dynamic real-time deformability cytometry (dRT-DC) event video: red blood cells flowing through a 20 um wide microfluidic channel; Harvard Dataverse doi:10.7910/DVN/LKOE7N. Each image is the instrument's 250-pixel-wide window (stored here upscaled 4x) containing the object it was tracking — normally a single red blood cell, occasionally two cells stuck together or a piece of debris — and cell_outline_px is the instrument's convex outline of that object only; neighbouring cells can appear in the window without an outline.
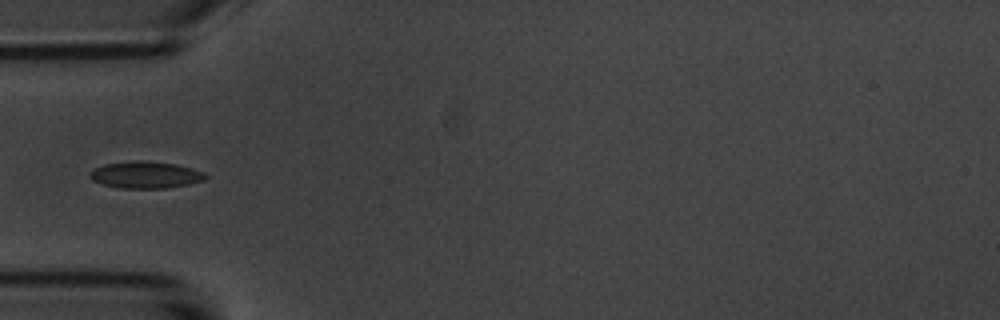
{"species": "common noctule bat (a hibernating species)", "species_latin": "Nyctalus noctula", "temperature_condition": "room temperature", "stored_images_in_passage": 8, "camera_frame_rate_fps": 3000, "um_per_image_px": 0.085, "animal": {"sex": "male", "body_mass_g": 20.1, "forearm_length_mm": 53.5}, "frame": {"image": 1, "passage_image": 6, "time_ms": 5.667, "image_size_px": [1000, 320], "cell_outline_px": [[208, 176], [204, 180], [188, 184], [168, 188], [120, 188], [100, 184], [92, 180], [88, 176], [88, 172], [92, 168], [104, 164], [136, 160], [140, 160], [176, 164], [192, 168], [204, 172]], "centroid_in_image_um": [12.32, 14.86], "position_along_channel_um": 72.7, "area_um2": 18.32}}
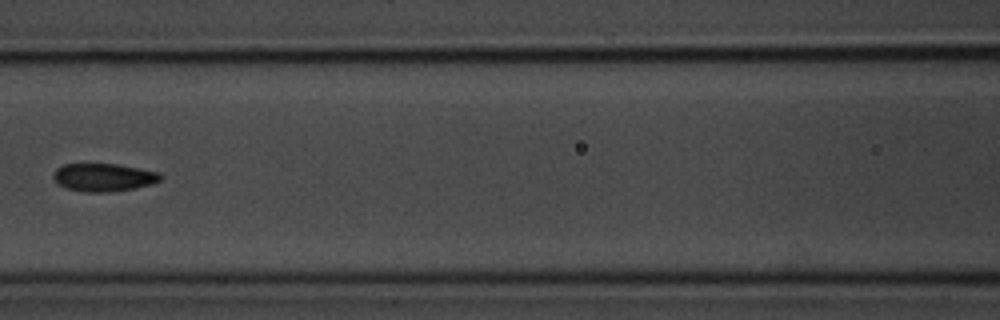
{"frame": {"image": 2, "passage_image": 8, "time_ms": 8.0, "image_size_px": [1000, 320], "cell_outline_px": [[164, 176], [160, 180], [152, 184], [136, 188], [108, 192], [88, 192], [68, 188], [56, 184], [52, 176], [56, 168], [64, 164], [116, 164], [156, 172]], "centroid_in_image_um": [8.78, 15.08], "position_along_channel_um": 157.8, "area_um2": 17.34}}